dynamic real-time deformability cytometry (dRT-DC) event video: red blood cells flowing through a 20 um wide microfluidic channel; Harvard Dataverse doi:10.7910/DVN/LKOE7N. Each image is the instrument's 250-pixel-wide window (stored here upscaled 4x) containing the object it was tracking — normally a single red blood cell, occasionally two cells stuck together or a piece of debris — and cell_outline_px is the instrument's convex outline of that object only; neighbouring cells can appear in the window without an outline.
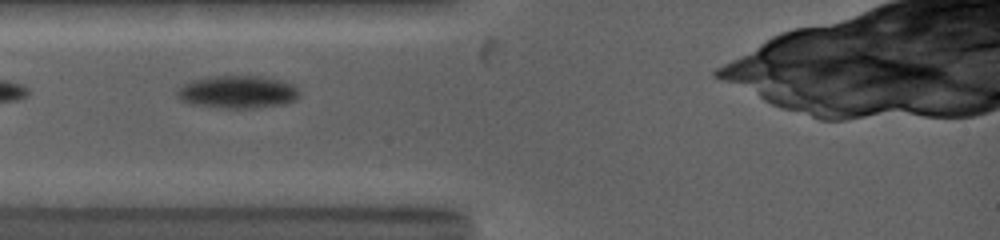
{"species": "common noctule bat (a hibernating species)", "species_latin": "Nyctalus noctula", "temperature_condition": "warm", "stored_images_in_passage": 9, "segment_of_instrument_passage": [1, 2], "camera_frame_rate_fps": 5000, "um_per_image_px": 0.085, "animal": {"sex": "female", "body_mass_g": 19.0, "forearm_length_mm": 53.3}, "frame": {"image": 1, "passage_image": 1, "time_ms": 0.0, "image_size_px": [1000, 240], "cell_outline_px": [[300, 96], [296, 100], [284, 104], [256, 108], [220, 108], [192, 104], [180, 100], [176, 96], [176, 92], [184, 84], [192, 80], [208, 76], [260, 76], [292, 84], [300, 92]], "centroid_in_image_um": [20.18, 7.83], "position_along_channel_um": 64.8, "area_um2": 23.35}}
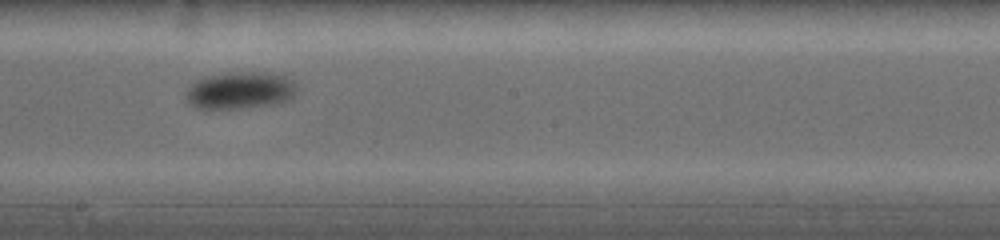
{"frame": {"image": 2, "passage_image": 7, "time_ms": 4.2, "image_size_px": [1000, 240], "cell_outline_px": [[296, 92], [292, 100], [280, 104], [244, 108], [204, 112], [196, 108], [184, 96], [184, 92], [196, 80], [204, 76], [224, 72], [272, 72], [284, 76], [292, 80], [296, 88]], "centroid_in_image_um": [20.38, 7.72], "position_along_channel_um": 227.8, "area_um2": 25.2}}
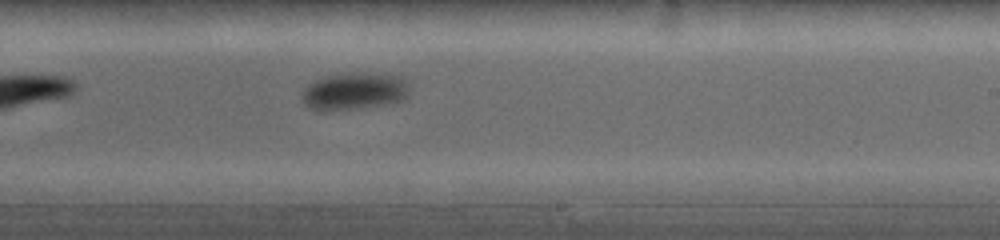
{"frame": {"image": 3, "passage_image": 8, "time_ms": 5.0, "image_size_px": [1000, 240], "cell_outline_px": [[408, 92], [404, 100], [384, 104], [360, 108], [324, 112], [320, 112], [304, 104], [300, 100], [300, 96], [304, 88], [308, 84], [324, 76], [344, 72], [364, 72], [400, 76], [404, 80], [408, 88]], "centroid_in_image_um": [30.03, 7.75], "position_along_channel_um": 259.0, "area_um2": 23.76}}